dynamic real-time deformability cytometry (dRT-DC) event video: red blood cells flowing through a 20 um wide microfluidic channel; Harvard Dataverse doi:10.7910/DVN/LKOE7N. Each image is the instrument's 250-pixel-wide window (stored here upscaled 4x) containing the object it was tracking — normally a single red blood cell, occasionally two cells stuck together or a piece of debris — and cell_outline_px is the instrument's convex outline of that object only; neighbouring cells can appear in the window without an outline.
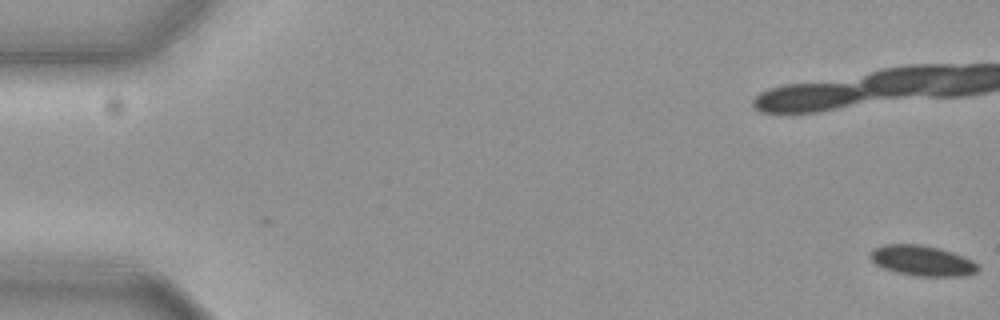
{"species": "common noctule bat (a hibernating species)", "species_latin": "Nyctalus noctula", "temperature_condition": "cold", "stored_images_in_passage": 19, "camera_frame_rate_fps": 3000, "um_per_image_px": 0.085, "animal": {"sex": "female", "body_mass_g": 19.3, "forearm_length_mm": 54.1}, "frame": {"image": 1, "passage_image": 1, "time_ms": 0.0, "image_size_px": [1000, 320], "cell_outline_px": [[980, 268], [976, 272], [968, 276], [920, 276], [896, 272], [884, 268], [876, 264], [872, 260], [868, 252], [872, 248], [884, 244], [920, 244], [940, 248], [964, 256], [972, 260]], "centroid_in_image_um": [78.38, 22.15], "position_along_channel_um": 6.6, "area_um2": 19.19}}